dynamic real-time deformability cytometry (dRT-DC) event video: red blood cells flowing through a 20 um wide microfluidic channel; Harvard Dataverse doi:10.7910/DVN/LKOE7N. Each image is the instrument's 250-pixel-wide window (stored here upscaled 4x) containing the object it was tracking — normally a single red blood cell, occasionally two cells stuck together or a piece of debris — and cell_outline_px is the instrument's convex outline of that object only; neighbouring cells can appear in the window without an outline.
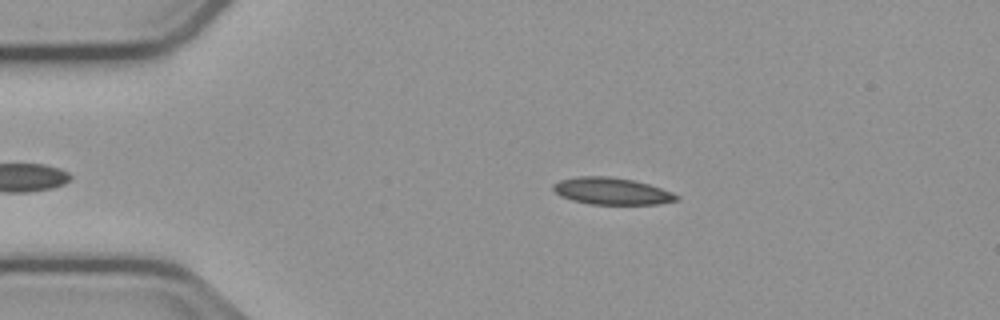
{"species": "common noctule bat (a hibernating species)", "species_latin": "Nyctalus noctula", "temperature_condition": "cold", "stored_images_in_passage": 43, "camera_frame_rate_fps": 3000, "um_per_image_px": 0.085, "animal": {"sex": "male", "body_mass_g": 23.1, "forearm_length_mm": 52.7}, "frame": {"image": 1, "passage_image": 6, "time_ms": 1.667, "image_size_px": [1000, 320], "cell_outline_px": [[680, 200], [660, 204], [592, 204], [572, 200], [560, 196], [552, 188], [552, 184], [560, 180], [576, 176], [608, 176], [632, 180], [648, 184], [672, 192], [680, 196]], "centroid_in_image_um": [52.0, 16.24], "position_along_channel_um": 33.0, "area_um2": 19.36}}
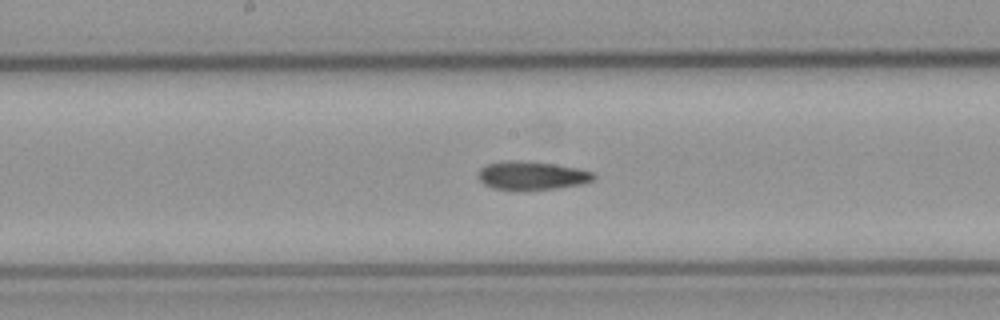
{"frame": {"image": 2, "passage_image": 23, "time_ms": 7.333, "image_size_px": [1000, 320], "cell_outline_px": [[596, 176], [592, 180], [580, 184], [556, 188], [520, 192], [516, 192], [496, 188], [484, 184], [480, 180], [480, 168], [488, 164], [508, 160], [516, 160], [552, 164], [576, 168], [592, 172]], "centroid_in_image_um": [45.18, 14.95], "position_along_channel_um": 203.0, "area_um2": 19.13}}
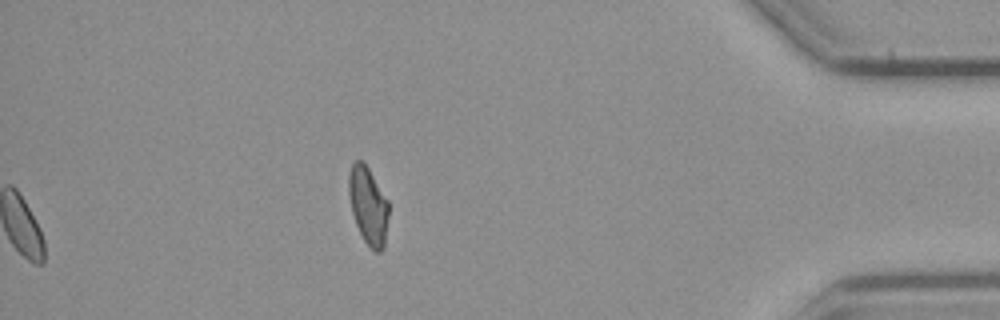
{"frame": {"image": 3, "passage_image": 43, "time_ms": 14.0, "image_size_px": [1000, 320], "cell_outline_px": [[388, 216], [384, 248], [380, 252], [376, 252], [364, 240], [356, 224], [352, 212], [348, 192], [348, 176], [352, 164], [356, 160], [360, 160], [368, 168], [388, 200]], "centroid_in_image_um": [31.29, 17.48], "position_along_channel_um": 403.9, "area_um2": 17.8}, "authors_computed_cell_mechanics": {"area_um2": 18.7272, "velocity_mm_per_s": 3.7419, "shape_relaxation_time_tau1_ms": null, "shape_relaxation_time_tau2_ms": 5.887, "deformation_change_tau1": null, "deformation_change_tau2": 0.1284}}